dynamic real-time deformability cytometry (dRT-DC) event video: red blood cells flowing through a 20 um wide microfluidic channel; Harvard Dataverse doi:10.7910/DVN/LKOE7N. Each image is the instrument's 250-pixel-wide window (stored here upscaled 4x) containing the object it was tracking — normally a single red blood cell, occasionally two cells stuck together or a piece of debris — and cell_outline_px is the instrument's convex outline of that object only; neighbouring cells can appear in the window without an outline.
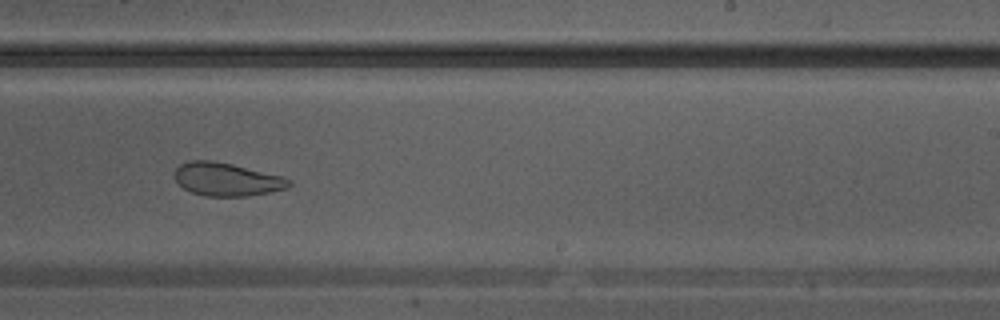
{"species": "Egyptian fruit bat (a non-hibernating species)", "species_latin": "Rousettus aegyptiacus", "temperature_condition": "warm", "stored_images_in_passage": 30, "camera_frame_rate_fps": 3000, "um_per_image_px": 0.085, "animal": {"sex": "male"}, "frame": {"image": 1, "passage_image": 18, "time_ms": 5.667, "image_size_px": [1000, 320], "cell_outline_px": [[292, 184], [284, 188], [268, 192], [248, 196], [204, 196], [192, 192], [184, 188], [172, 176], [176, 168], [180, 164], [188, 160], [212, 160], [232, 164], [284, 176], [292, 180]], "centroid_in_image_um": [19.25, 15.23], "position_along_channel_um": 269.7, "area_um2": 22.2}}